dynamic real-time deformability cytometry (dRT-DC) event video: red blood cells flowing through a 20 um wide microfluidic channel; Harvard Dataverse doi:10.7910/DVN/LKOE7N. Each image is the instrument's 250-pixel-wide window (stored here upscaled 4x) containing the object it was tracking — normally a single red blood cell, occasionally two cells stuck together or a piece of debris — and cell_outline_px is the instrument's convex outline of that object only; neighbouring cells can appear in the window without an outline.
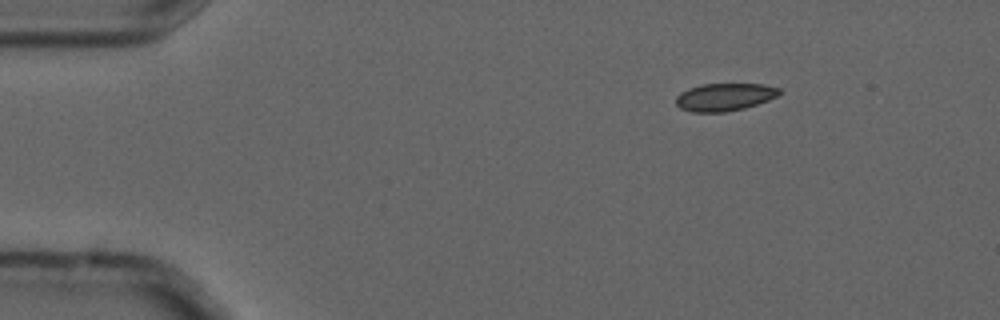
{"species": "common noctule bat (a hibernating species)", "species_latin": "Nyctalus noctula", "temperature_condition": "cold", "stored_images_in_passage": 9, "camera_frame_rate_fps": 3000, "um_per_image_px": 0.085, "animal": {"sex": "male", "forearm_length_mm": 52.5}, "frame": {"image": 1, "passage_image": 1, "time_ms": 0.0, "image_size_px": [1000, 320], "cell_outline_px": [[780, 92], [776, 96], [768, 100], [744, 108], [724, 112], [692, 112], [680, 108], [676, 104], [676, 96], [680, 92], [688, 88], [700, 84], [764, 84], [780, 88]], "centroid_in_image_um": [61.55, 8.24], "position_along_channel_um": 23.4, "area_um2": 16.65}}
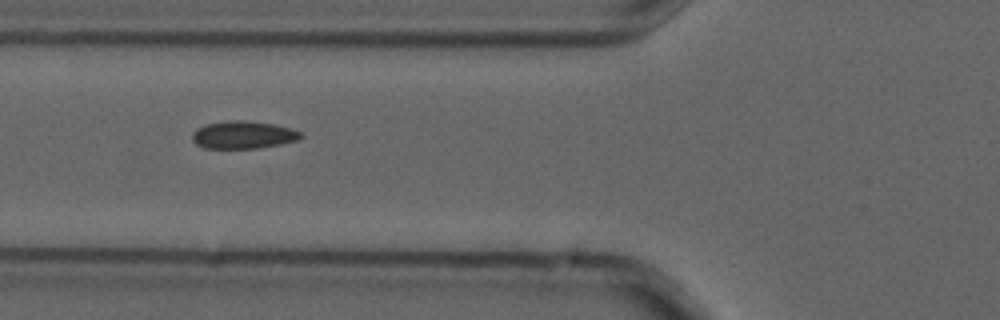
{"frame": {"image": 2, "passage_image": 5, "time_ms": 1.333, "image_size_px": [1000, 320], "cell_outline_px": [[304, 136], [296, 140], [280, 144], [256, 148], [204, 148], [196, 144], [192, 140], [192, 132], [196, 128], [204, 124], [232, 120], [244, 120], [272, 124], [292, 128], [300, 132]], "centroid_in_image_um": [20.63, 11.46], "position_along_channel_um": 105.2, "area_um2": 17.46}}
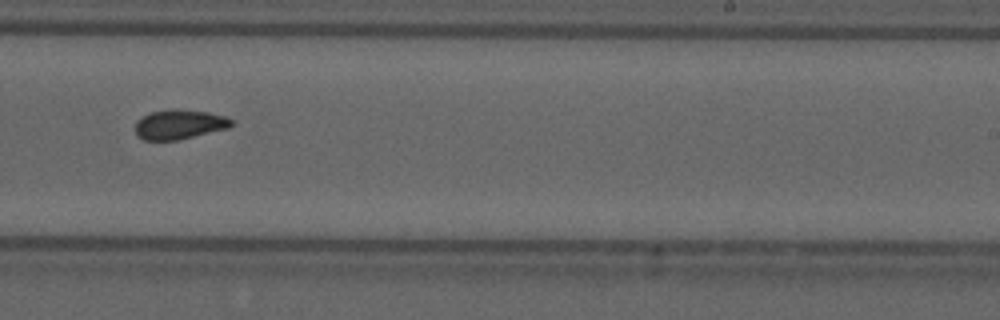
{"frame": {"image": 3, "passage_image": 9, "time_ms": 2.667, "image_size_px": [1000, 320], "cell_outline_px": [[236, 124], [228, 128], [180, 140], [144, 140], [136, 136], [136, 120], [140, 116], [152, 112], [208, 112], [224, 116], [232, 120]], "centroid_in_image_um": [15.24, 10.63], "position_along_channel_um": 273.8, "area_um2": 16.01}}